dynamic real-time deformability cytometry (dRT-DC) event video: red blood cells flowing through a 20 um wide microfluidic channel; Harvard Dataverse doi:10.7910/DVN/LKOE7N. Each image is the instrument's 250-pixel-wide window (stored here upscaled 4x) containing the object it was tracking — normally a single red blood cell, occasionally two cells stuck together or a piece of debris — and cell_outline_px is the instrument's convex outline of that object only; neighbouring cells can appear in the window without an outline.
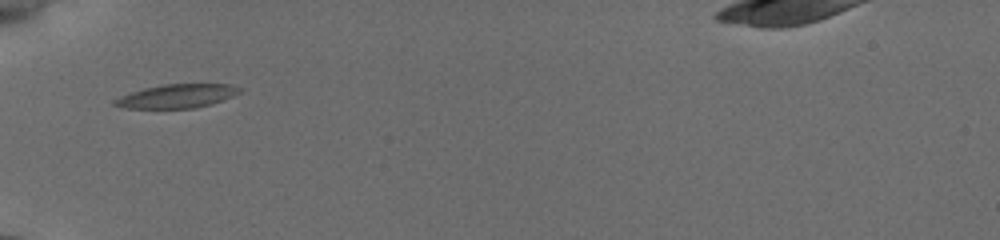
{"species": "common noctule bat (a hibernating species)", "species_latin": "Nyctalus noctula", "temperature_condition": "cold", "stored_images_in_passage": 5, "camera_frame_rate_fps": 3000, "um_per_image_px": 0.085, "animal": {"sex": "female", "body_mass_g": 19.5, "forearm_length_mm": 54.1}, "frame": {"image": 1, "passage_image": 1, "time_ms": 0.0, "image_size_px": [1000, 240], "cell_outline_px": [[244, 88], [240, 92], [232, 96], [212, 104], [196, 108], [124, 108], [112, 104], [112, 100], [120, 96], [144, 88], [164, 84], [232, 84]], "centroid_in_image_um": [15.06, 8.16], "position_along_channel_um": 69.9, "area_um2": 17.34}}